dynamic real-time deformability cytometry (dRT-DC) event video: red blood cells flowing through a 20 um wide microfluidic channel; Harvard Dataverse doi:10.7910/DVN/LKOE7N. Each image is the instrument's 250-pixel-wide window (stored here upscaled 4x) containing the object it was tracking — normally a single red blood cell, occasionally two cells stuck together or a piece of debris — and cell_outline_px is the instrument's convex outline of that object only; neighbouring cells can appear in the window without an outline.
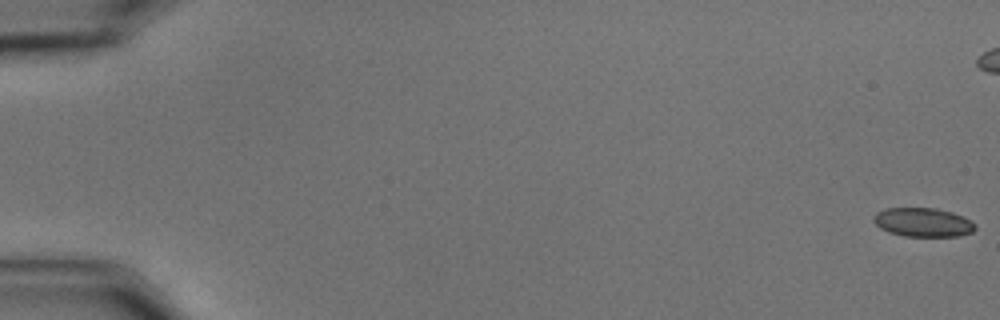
{"species": "common noctule bat (a hibernating species)", "species_latin": "Nyctalus noctula", "temperature_condition": "cold", "stored_images_in_passage": 14, "camera_frame_rate_fps": 3000, "um_per_image_px": 0.085, "animal": {"sex": "male", "body_mass_g": 15.6}, "frame": {"image": 1, "passage_image": 1, "time_ms": 0.0, "image_size_px": [1000, 320], "cell_outline_px": [[976, 228], [972, 232], [960, 236], [904, 236], [888, 232], [880, 228], [872, 220], [872, 216], [876, 212], [884, 208], [936, 208], [952, 212], [964, 216], [976, 224]], "centroid_in_image_um": [78.44, 18.89], "position_along_channel_um": 6.6, "area_um2": 17.34}}